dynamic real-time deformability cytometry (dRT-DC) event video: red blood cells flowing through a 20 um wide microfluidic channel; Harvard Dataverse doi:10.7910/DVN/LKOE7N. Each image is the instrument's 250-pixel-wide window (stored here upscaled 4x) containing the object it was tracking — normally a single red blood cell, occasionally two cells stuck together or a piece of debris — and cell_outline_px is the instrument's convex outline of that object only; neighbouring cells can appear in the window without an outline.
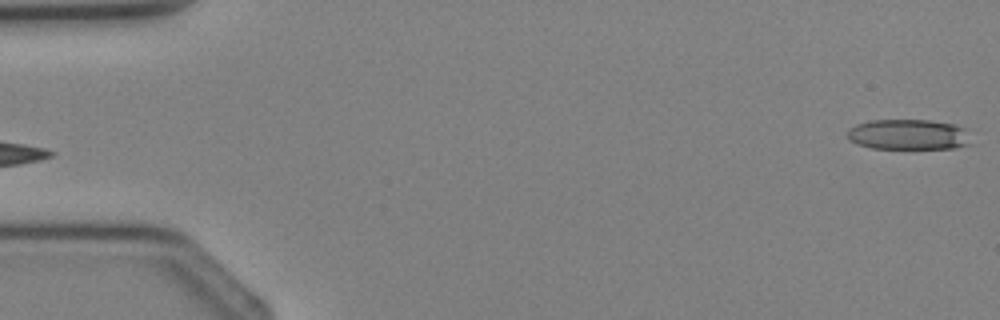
{"species": "Egyptian fruit bat (a non-hibernating species)", "species_latin": "Rousettus aegyptiacus", "temperature_condition": "cold", "stored_images_in_passage": 3, "segment_of_instrument_passage": [2, 2], "camera_frame_rate_fps": 3000, "um_per_image_px": 0.085, "animal": {"sex": "female"}, "frame": {"image": 1, "passage_image": 3, "time_ms": 2.333, "image_size_px": [1000, 320], "cell_outline_px": [[972, 144], [956, 148], [912, 152], [872, 148], [856, 144], [848, 140], [848, 128], [856, 124], [872, 120], [928, 120], [956, 124], [968, 128]], "centroid_in_image_um": [77.29, 11.49], "position_along_channel_um": 7.7, "area_um2": 23.52}}